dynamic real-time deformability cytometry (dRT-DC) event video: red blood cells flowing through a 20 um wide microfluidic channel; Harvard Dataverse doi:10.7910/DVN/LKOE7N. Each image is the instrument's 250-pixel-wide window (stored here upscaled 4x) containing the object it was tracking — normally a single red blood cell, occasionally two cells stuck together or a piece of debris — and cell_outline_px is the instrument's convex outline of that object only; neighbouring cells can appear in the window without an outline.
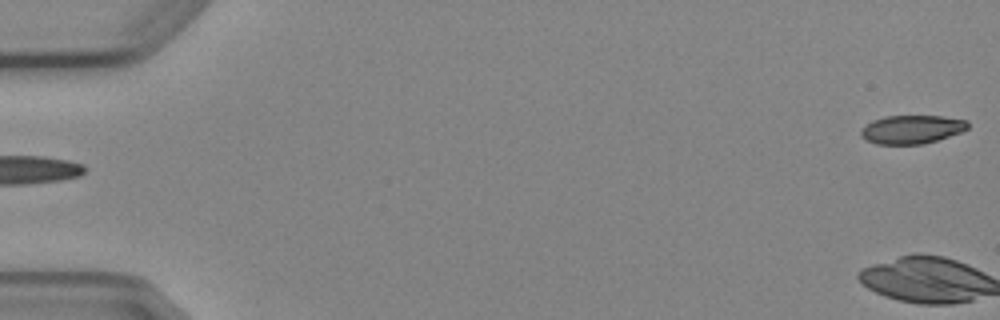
{"species": "Egyptian fruit bat (a non-hibernating species)", "species_latin": "Rousettus aegyptiacus", "temperature_condition": "cold", "stored_images_in_passage": 6, "segment_of_instrument_passage": [2, 2], "camera_frame_rate_fps": 3000, "um_per_image_px": 0.085, "animal": {"sex": "female"}, "frame": {"image": 1, "passage_image": 6, "time_ms": 5.667, "image_size_px": [1000, 320], "cell_outline_px": [[968, 128], [960, 132], [924, 144], [876, 144], [860, 136], [860, 132], [872, 120], [884, 116], [944, 116], [968, 120]], "centroid_in_image_um": [77.51, 10.99], "position_along_channel_um": 7.5, "area_um2": 17.63}}